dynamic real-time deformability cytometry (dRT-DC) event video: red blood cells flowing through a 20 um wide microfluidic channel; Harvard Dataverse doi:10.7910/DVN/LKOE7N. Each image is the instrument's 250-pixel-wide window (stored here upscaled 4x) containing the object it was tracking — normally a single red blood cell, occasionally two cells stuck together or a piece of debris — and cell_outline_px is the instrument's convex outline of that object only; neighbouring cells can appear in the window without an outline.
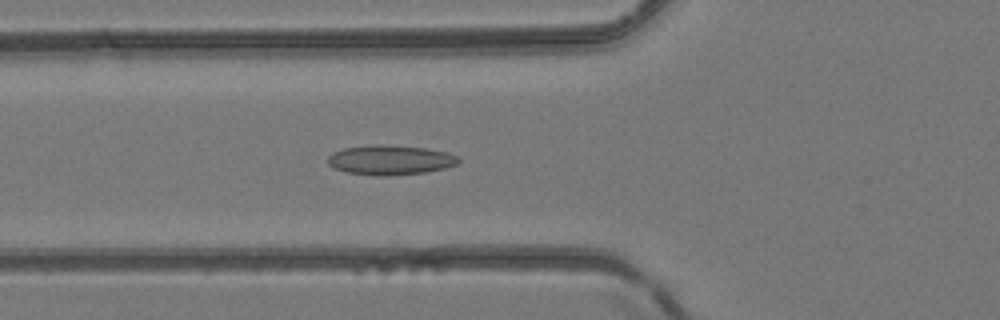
{"species": "common noctule bat (a hibernating species)", "species_latin": "Nyctalus noctula", "temperature_condition": "room temperature", "stored_images_in_passage": 11, "camera_frame_rate_fps": 3000, "um_per_image_px": 0.085, "animal": {"sex": "female", "body_mass_g": 24.6, "forearm_length_mm": 56.2}, "frame": {"image": 1, "passage_image": 5, "time_ms": 1.333, "image_size_px": [1000, 320], "cell_outline_px": [[460, 160], [456, 164], [444, 168], [424, 172], [388, 176], [376, 176], [348, 172], [332, 168], [328, 164], [328, 156], [332, 152], [344, 148], [424, 148], [448, 152], [456, 156]], "centroid_in_image_um": [33.16, 13.66], "position_along_channel_um": 92.6, "area_um2": 21.33}}
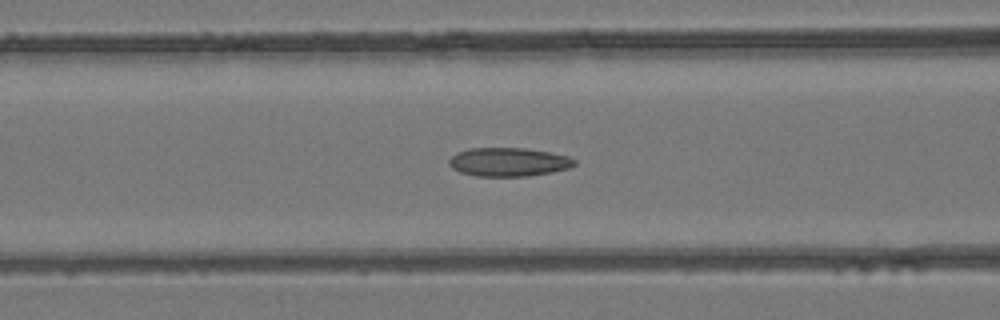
{"frame": {"image": 2, "passage_image": 7, "time_ms": 2.0, "image_size_px": [1000, 320], "cell_outline_px": [[576, 164], [568, 168], [552, 172], [528, 176], [476, 176], [460, 172], [452, 168], [448, 164], [448, 160], [456, 152], [468, 148], [524, 148], [548, 152], [568, 156], [576, 160]], "centroid_in_image_um": [43.2, 13.77], "position_along_channel_um": 123.4, "area_um2": 20.98}}
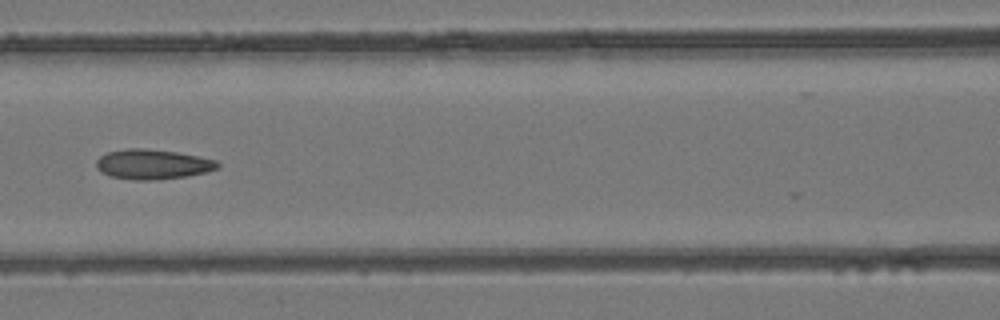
{"frame": {"image": 3, "passage_image": 9, "time_ms": 2.667, "image_size_px": [1000, 320], "cell_outline_px": [[220, 164], [216, 168], [204, 172], [184, 176], [160, 180], [136, 180], [112, 176], [100, 172], [96, 168], [96, 160], [100, 156], [108, 152], [128, 148], [144, 148], [176, 152], [216, 160]], "centroid_in_image_um": [12.92, 13.96], "position_along_channel_um": 153.7, "area_um2": 20.92}}